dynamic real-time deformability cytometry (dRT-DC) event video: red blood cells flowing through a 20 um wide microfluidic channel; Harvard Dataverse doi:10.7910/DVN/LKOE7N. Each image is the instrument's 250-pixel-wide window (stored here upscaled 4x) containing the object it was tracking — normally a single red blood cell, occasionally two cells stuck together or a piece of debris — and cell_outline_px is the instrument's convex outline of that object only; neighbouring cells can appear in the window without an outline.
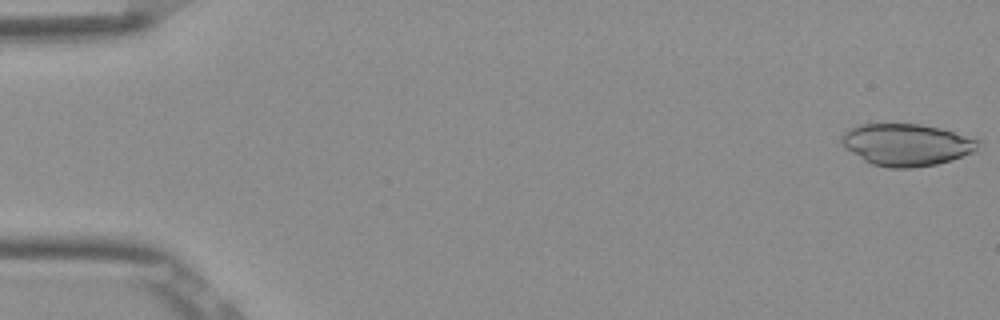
{"species": "Egyptian fruit bat (a non-hibernating species)", "species_latin": "Rousettus aegyptiacus", "temperature_condition": "room temperature", "stored_images_in_passage": 52, "camera_frame_rate_fps": 3000, "um_per_image_px": 0.085, "frame": {"image": 1, "passage_image": 1, "time_ms": 0.0, "image_size_px": [1000, 320], "cell_outline_px": [[980, 140], [976, 152], [952, 160], [936, 164], [912, 168], [888, 168], [872, 164], [864, 160], [844, 148], [840, 140], [844, 132], [848, 128], [856, 124], [920, 124], [940, 128]], "centroid_in_image_um": [77.04, 12.3], "position_along_channel_um": 8.0, "area_um2": 33.64}}
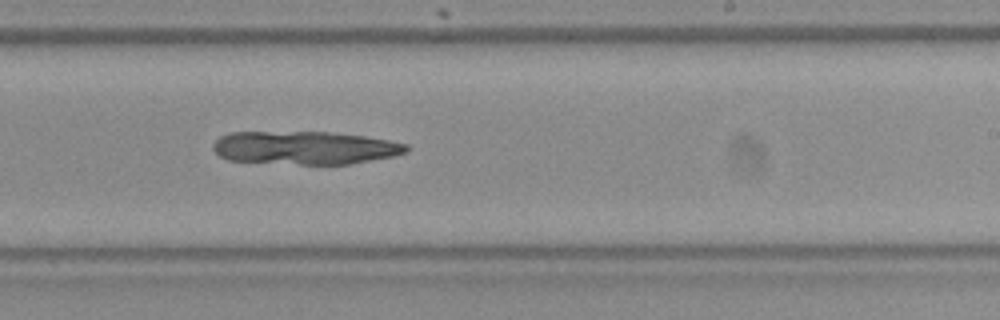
{"frame": {"image": 2, "passage_image": 32, "time_ms": 10.333, "image_size_px": [1000, 320], "cell_outline_px": [[408, 152], [392, 156], [348, 164], [300, 164], [228, 160], [220, 156], [212, 148], [212, 144], [220, 136], [228, 132], [328, 132], [364, 136], [388, 140], [408, 144]], "centroid_in_image_um": [25.89, 12.55], "position_along_channel_um": 263.1, "area_um2": 37.22}}
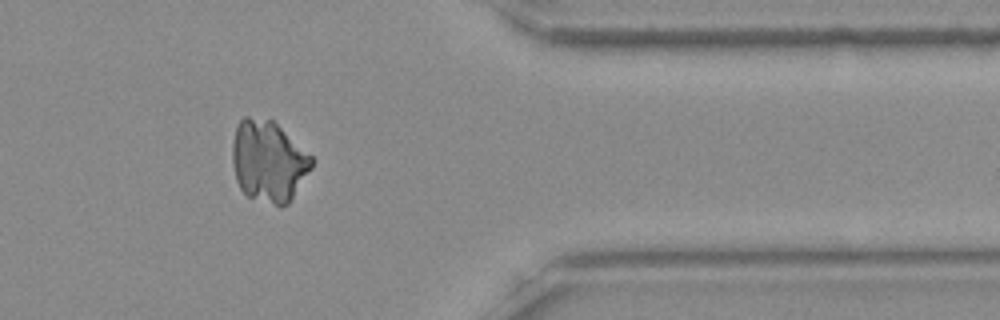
{"frame": {"image": 3, "passage_image": 43, "time_ms": 14.0, "image_size_px": [1000, 320], "cell_outline_px": [[312, 168], [288, 204], [280, 208], [248, 196], [240, 188], [236, 180], [232, 164], [232, 140], [236, 124], [244, 116], [248, 116], [272, 120], [312, 156]], "centroid_in_image_um": [22.79, 13.71], "position_along_channel_um": 388.6, "area_um2": 37.8}}